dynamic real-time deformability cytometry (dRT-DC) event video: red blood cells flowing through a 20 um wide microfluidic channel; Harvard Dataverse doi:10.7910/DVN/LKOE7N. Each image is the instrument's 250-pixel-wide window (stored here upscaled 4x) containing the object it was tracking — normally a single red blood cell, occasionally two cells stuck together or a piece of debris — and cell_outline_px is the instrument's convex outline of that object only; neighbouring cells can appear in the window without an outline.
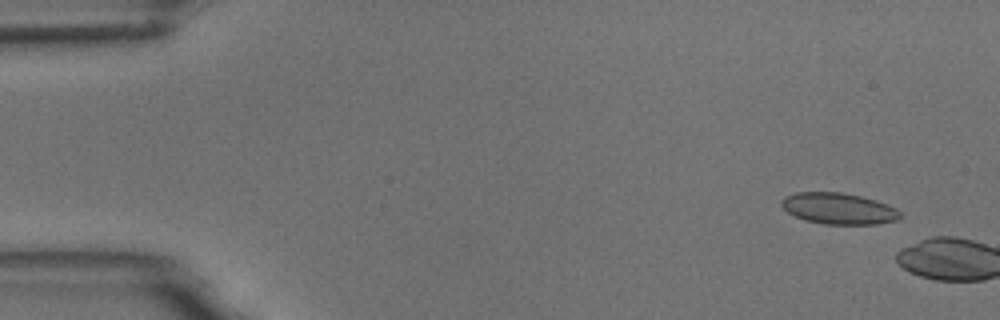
{"species": "common noctule bat (a hibernating species)", "species_latin": "Nyctalus noctula", "temperature_condition": "room temperature", "stored_images_in_passage": 6, "camera_frame_rate_fps": 3000, "um_per_image_px": 0.085, "animal": {"sex": "male", "body_mass_g": 18.8}, "frame": {"image": 1, "passage_image": 4, "time_ms": 1.0, "image_size_px": [1000, 320], "cell_outline_px": [[900, 216], [896, 220], [876, 224], [824, 224], [808, 220], [796, 216], [788, 212], [780, 204], [780, 200], [784, 196], [796, 192], [840, 192], [860, 196], [876, 200], [896, 208], [900, 212]], "centroid_in_image_um": [71.26, 17.71], "position_along_channel_um": 13.7, "area_um2": 21.44}}